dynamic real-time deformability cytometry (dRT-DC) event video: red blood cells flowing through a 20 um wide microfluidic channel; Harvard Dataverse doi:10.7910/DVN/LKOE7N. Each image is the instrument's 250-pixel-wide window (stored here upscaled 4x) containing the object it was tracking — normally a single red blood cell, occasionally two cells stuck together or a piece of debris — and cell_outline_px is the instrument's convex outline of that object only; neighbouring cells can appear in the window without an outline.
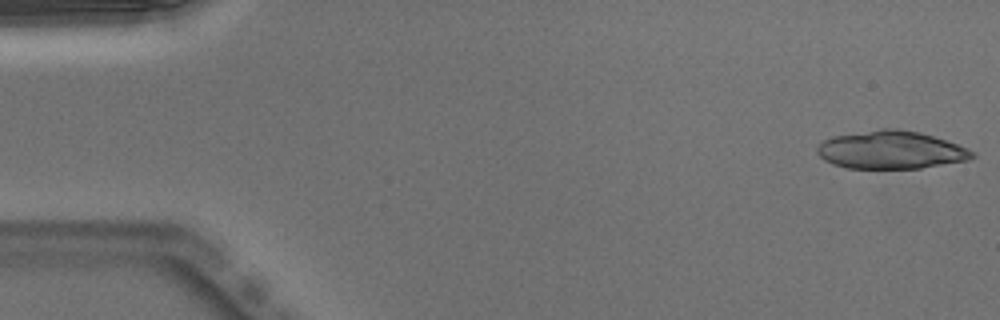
{"species": "Egyptian fruit bat (a non-hibernating species)", "species_latin": "Rousettus aegyptiacus", "temperature_condition": "warm", "stored_images_in_passage": 19, "camera_frame_rate_fps": 3000, "um_per_image_px": 0.085, "animal": {"sex": "male"}, "frame": {"image": 1, "passage_image": 1, "time_ms": 0.0, "image_size_px": [1000, 320], "cell_outline_px": [[976, 156], [968, 160], [920, 168], [848, 168], [832, 164], [824, 160], [816, 152], [816, 148], [824, 140], [832, 136], [880, 128], [896, 128], [920, 132], [968, 148], [976, 152]], "centroid_in_image_um": [75.72, 12.74], "position_along_channel_um": 9.3, "area_um2": 34.33}}